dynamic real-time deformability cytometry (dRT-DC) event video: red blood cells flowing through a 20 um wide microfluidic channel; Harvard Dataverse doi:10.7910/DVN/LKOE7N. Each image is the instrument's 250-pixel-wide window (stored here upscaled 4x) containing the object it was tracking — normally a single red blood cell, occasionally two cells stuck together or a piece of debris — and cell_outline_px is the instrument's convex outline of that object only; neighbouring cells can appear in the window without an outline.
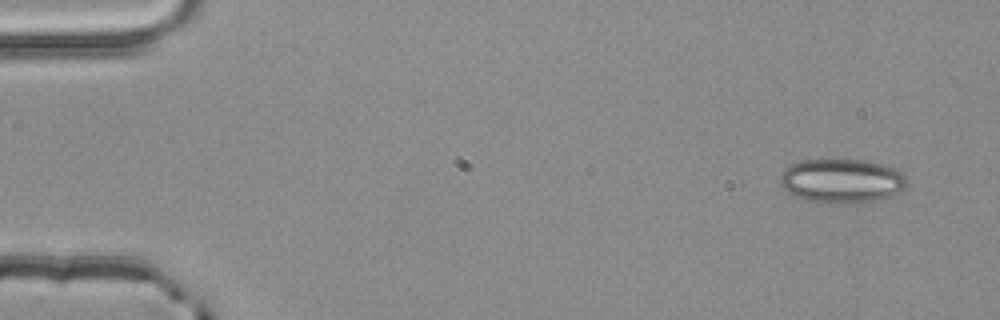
{"species": "common noctule bat (a hibernating species)", "species_latin": "Nyctalus noctula", "temperature_condition": "room temperature", "stored_images_in_passage": 4, "camera_frame_rate_fps": 3000, "um_per_image_px": 0.085, "animal": {"sex": "male", "body_mass_g": 20.4}, "frame": {"image": 1, "passage_image": 1, "time_ms": 0.0, "image_size_px": [1000, 320], "cell_outline_px": [[908, 184], [900, 192], [876, 200], [804, 200], [792, 196], [780, 184], [780, 176], [784, 168], [792, 164], [804, 160], [864, 160], [884, 164], [900, 172], [908, 180]], "centroid_in_image_um": [71.53, 15.32], "position_along_channel_um": 13.5, "area_um2": 31.56}}